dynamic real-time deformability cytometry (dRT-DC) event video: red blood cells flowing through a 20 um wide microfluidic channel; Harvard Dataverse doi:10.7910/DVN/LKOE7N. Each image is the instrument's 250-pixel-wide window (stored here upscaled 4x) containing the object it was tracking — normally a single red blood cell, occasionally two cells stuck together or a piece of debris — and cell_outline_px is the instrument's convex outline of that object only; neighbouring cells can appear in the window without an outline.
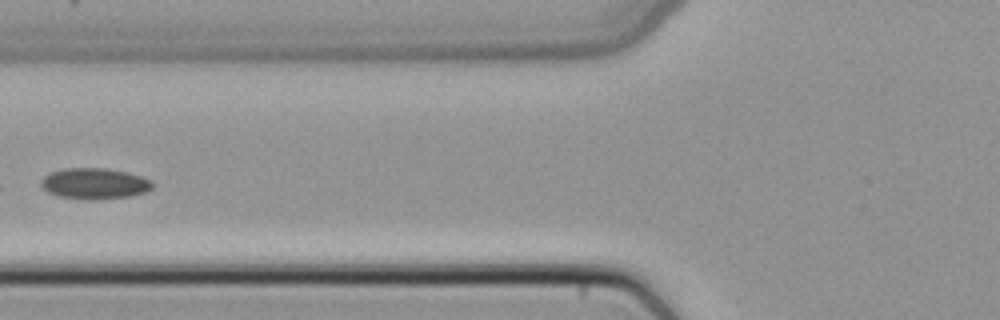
{"species": "common noctule bat (a hibernating species)", "species_latin": "Nyctalus noctula", "temperature_condition": "cold", "stored_images_in_passage": 6, "segment_of_instrument_passage": [2, 2], "camera_frame_rate_fps": 3000, "um_per_image_px": 0.085, "animal": {"sex": "female", "body_mass_g": 22.7, "forearm_length_mm": 54.2}, "frame": {"image": 1, "passage_image": 5, "time_ms": 1.333, "image_size_px": [1000, 320], "cell_outline_px": [[152, 188], [144, 192], [128, 196], [60, 196], [48, 192], [40, 184], [40, 180], [44, 176], [52, 172], [64, 168], [108, 168], [128, 172], [152, 180]], "centroid_in_image_um": [8.04, 15.52], "position_along_channel_um": 117.8, "area_um2": 18.96}}
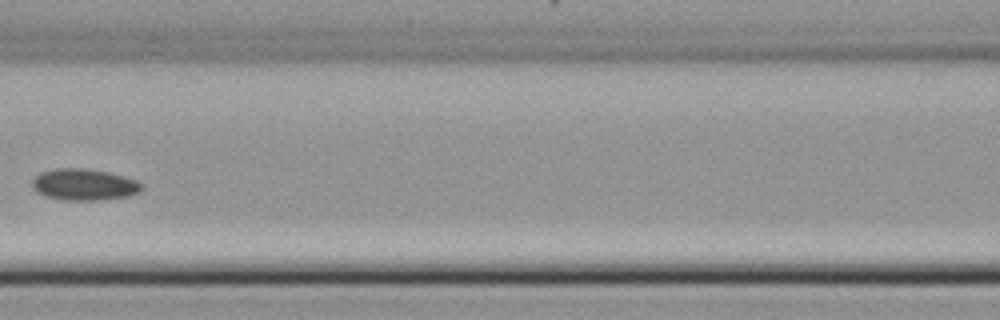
{"frame": {"image": 2, "passage_image": 6, "time_ms": 1.667, "image_size_px": [1000, 320], "cell_outline_px": [[144, 188], [140, 192], [128, 196], [96, 200], [64, 200], [44, 196], [36, 192], [32, 188], [32, 180], [40, 172], [56, 168], [84, 168], [108, 172], [124, 176], [136, 180], [144, 184]], "centroid_in_image_um": [7.15, 15.69], "position_along_channel_um": 159.5, "area_um2": 20.29}}